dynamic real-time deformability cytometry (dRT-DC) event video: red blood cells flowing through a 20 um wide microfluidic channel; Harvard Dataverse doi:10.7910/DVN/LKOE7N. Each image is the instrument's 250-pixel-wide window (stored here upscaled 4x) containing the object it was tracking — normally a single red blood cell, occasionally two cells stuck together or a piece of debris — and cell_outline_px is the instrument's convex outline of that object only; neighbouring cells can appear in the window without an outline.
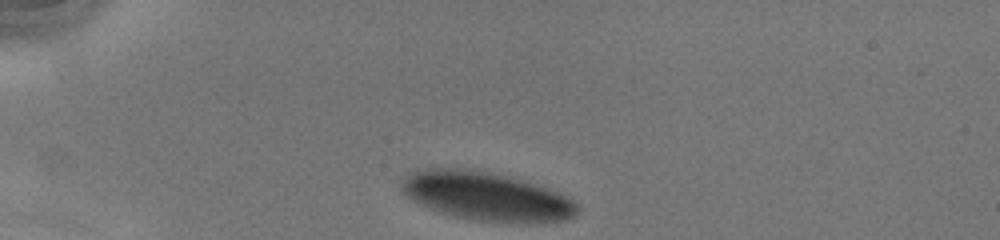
{"species": "human", "species_latin": "Homo sapiens", "temperature_condition": "cold", "stored_images_in_passage": 30, "camera_frame_rate_fps": 3000, "um_per_image_px": 0.085, "donor": {"sex": "male"}, "frame": {"image": 1, "passage_image": 1, "time_ms": 0.0, "image_size_px": [1000, 240], "cell_outline_px": [[580, 212], [564, 220], [540, 224], [516, 224], [476, 220], [456, 216], [428, 208], [412, 200], [404, 192], [400, 184], [408, 176], [424, 168], [464, 168], [504, 176], [520, 180], [548, 188], [568, 196], [580, 208]], "centroid_in_image_um": [41.42, 16.73], "position_along_channel_um": 43.6, "area_um2": 49.59}}
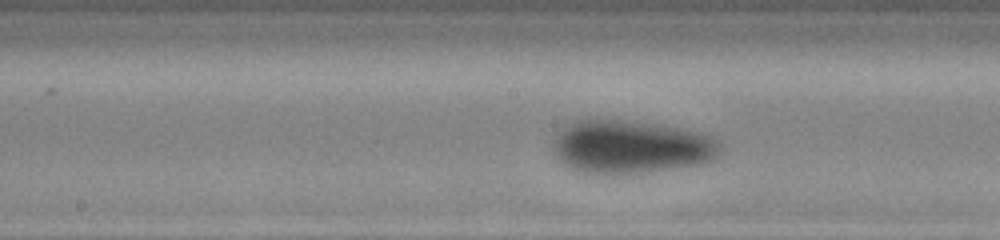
{"frame": {"image": 2, "passage_image": 15, "time_ms": 4.667, "image_size_px": [1000, 240], "cell_outline_px": [[724, 148], [712, 160], [704, 164], [616, 176], [596, 176], [580, 172], [564, 164], [556, 156], [552, 148], [552, 140], [556, 132], [568, 124], [584, 116], [596, 116], [636, 120], [660, 124], [696, 132], [712, 136], [720, 140]], "centroid_in_image_um": [53.56, 12.46], "position_along_channel_um": 194.6, "area_um2": 54.27}}
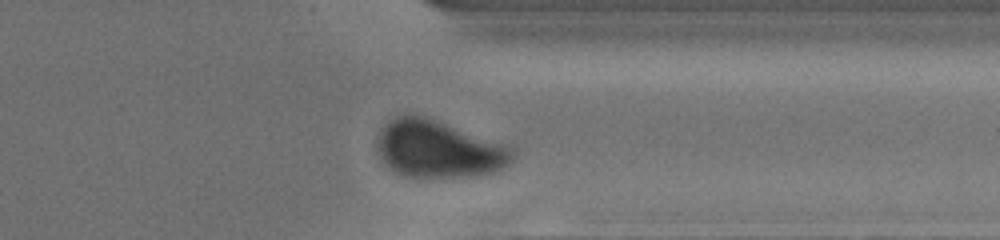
{"frame": {"image": 3, "passage_image": 28, "time_ms": 9.0, "image_size_px": [1000, 240], "cell_outline_px": [[516, 156], [508, 164], [492, 172], [472, 176], [400, 176], [384, 164], [380, 160], [376, 148], [376, 136], [380, 128], [388, 120], [396, 116], [408, 112], [424, 116], [436, 120], [504, 144], [512, 148], [516, 152]], "centroid_in_image_um": [37.18, 12.65], "position_along_channel_um": 374.2, "area_um2": 45.43}}